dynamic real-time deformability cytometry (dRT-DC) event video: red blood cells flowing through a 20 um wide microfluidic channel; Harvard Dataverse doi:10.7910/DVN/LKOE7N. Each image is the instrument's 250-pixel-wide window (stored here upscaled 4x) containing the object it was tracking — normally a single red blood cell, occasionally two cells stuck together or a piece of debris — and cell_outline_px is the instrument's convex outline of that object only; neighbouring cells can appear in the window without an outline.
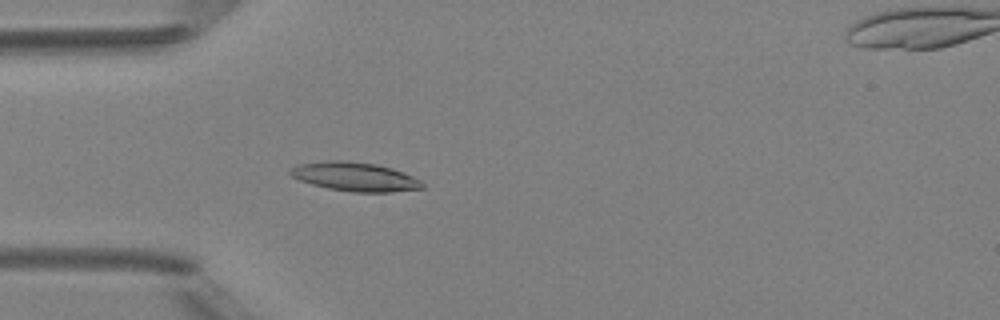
{"species": "Egyptian fruit bat (a non-hibernating species)", "species_latin": "Rousettus aegyptiacus", "temperature_condition": "room temperature", "stored_images_in_passage": 38, "camera_frame_rate_fps": 3000, "um_per_image_px": 0.085, "animal": {"sex": "female"}, "frame": {"image": 1, "passage_image": 4, "time_ms": 1.0, "image_size_px": [1000, 320], "cell_outline_px": [[424, 188], [392, 192], [352, 192], [328, 188], [312, 184], [300, 180], [292, 176], [288, 172], [288, 168], [296, 164], [324, 160], [344, 160], [376, 164], [392, 168], [412, 176], [420, 180], [424, 184]], "centroid_in_image_um": [30.13, 15.01], "position_along_channel_um": 54.9, "area_um2": 22.43}}
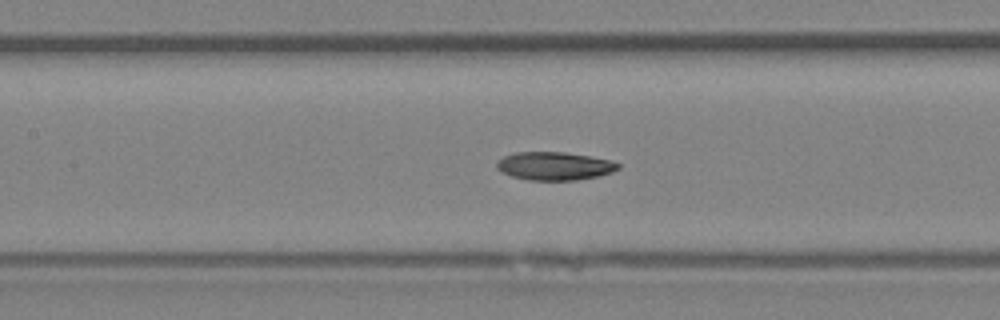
{"frame": {"image": 2, "passage_image": 12, "time_ms": 3.667, "image_size_px": [1000, 320], "cell_outline_px": [[620, 168], [612, 172], [600, 176], [576, 180], [528, 180], [512, 176], [496, 168], [496, 160], [504, 156], [516, 152], [564, 152], [588, 156], [608, 160], [620, 164]], "centroid_in_image_um": [47.12, 14.11], "position_along_channel_um": 160.3, "area_um2": 19.88}}
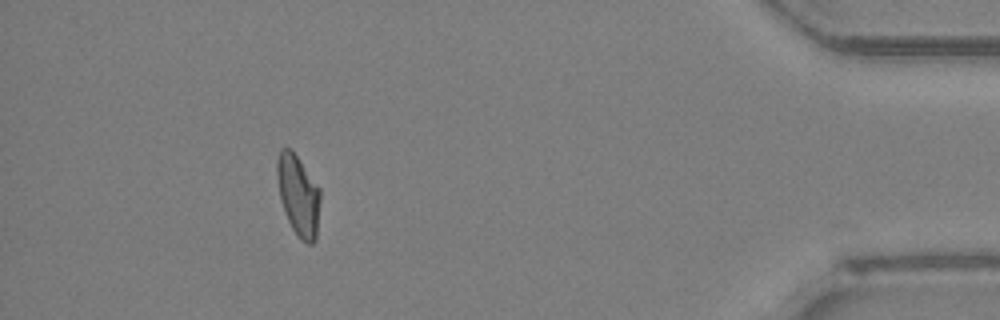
{"frame": {"image": 3, "passage_image": 34, "time_ms": 11.0, "image_size_px": [1000, 320], "cell_outline_px": [[320, 200], [316, 240], [312, 244], [308, 244], [292, 228], [288, 220], [280, 200], [276, 176], [276, 160], [280, 148], [288, 148], [296, 156], [320, 188]], "centroid_in_image_um": [25.34, 16.58], "position_along_channel_um": 409.9, "area_um2": 20.11}, "authors_computed_cell_mechanics": {"area_um2": 20.0277, "velocity_mm_per_s": 4.1995, "shape_relaxation_time_tau1_ms": 3.389, "shape_relaxation_time_tau2_ms": 3.4613, "deformation_change_tau1": 0.1382, "deformation_change_tau2": 0.0923}}